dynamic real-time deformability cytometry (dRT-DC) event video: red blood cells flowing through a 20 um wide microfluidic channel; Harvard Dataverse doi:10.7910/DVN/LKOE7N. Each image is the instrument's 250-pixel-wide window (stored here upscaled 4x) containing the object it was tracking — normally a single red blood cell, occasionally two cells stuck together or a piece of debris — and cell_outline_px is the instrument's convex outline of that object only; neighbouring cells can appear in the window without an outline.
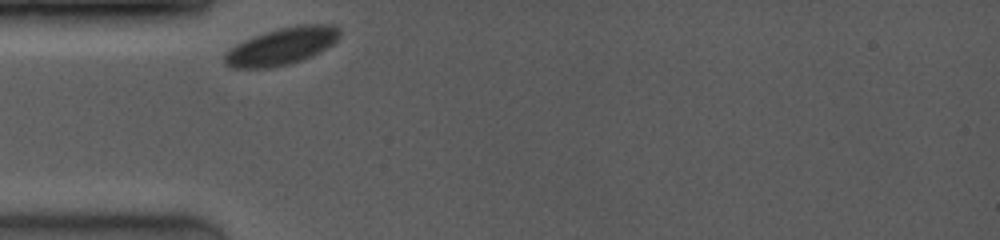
{"species": "common noctule bat (a hibernating species)", "species_latin": "Nyctalus noctula", "temperature_condition": "room temperature", "stored_images_in_passage": 39, "camera_frame_rate_fps": 4000, "um_per_image_px": 0.085, "animal": {"sex": "female", "body_mass_g": 19.0, "forearm_length_mm": 53.3}, "frame": {"image": 1, "passage_image": 1, "time_ms": 0.0, "image_size_px": [1000, 240], "cell_outline_px": [[340, 36], [332, 44], [312, 56], [288, 64], [268, 68], [236, 68], [224, 64], [224, 56], [236, 44], [244, 40], [264, 32], [296, 24], [328, 24], [336, 28], [340, 32]], "centroid_in_image_um": [23.94, 3.93], "position_along_channel_um": 61.1, "area_um2": 24.57}}
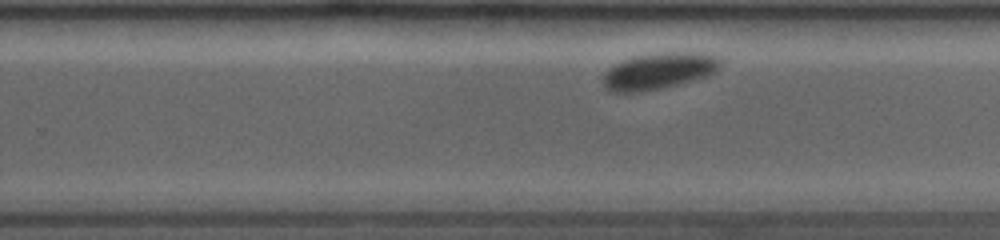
{"frame": {"image": 2, "passage_image": 25, "time_ms": 6.0, "image_size_px": [1000, 240], "cell_outline_px": [[720, 64], [712, 72], [704, 76], [676, 84], [640, 92], [608, 92], [604, 84], [604, 76], [616, 64], [624, 60], [636, 56], [656, 52], [704, 52], [716, 56]], "centroid_in_image_um": [55.98, 6.02], "position_along_channel_um": 273.8, "area_um2": 24.16}}
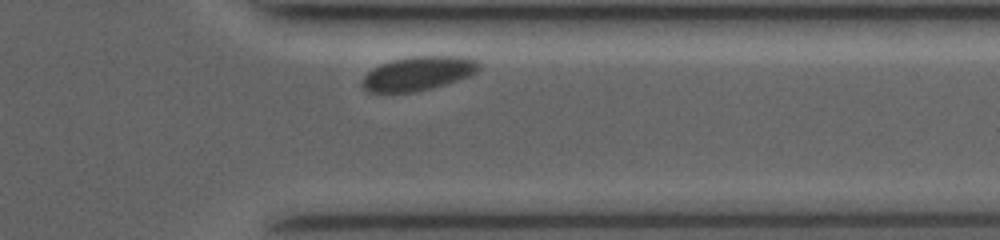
{"frame": {"image": 3, "passage_image": 36, "time_ms": 8.75, "image_size_px": [1000, 240], "cell_outline_px": [[480, 68], [476, 72], [468, 76], [444, 84], [416, 92], [372, 92], [364, 88], [364, 76], [372, 68], [380, 64], [392, 60], [412, 56], [468, 56], [476, 60], [480, 64]], "centroid_in_image_um": [35.58, 6.22], "position_along_channel_um": 375.8, "area_um2": 22.89}, "authors_computed_cell_mechanics": {"area_um2": 23.9292, "velocity_mm_per_s": 3.6236, "shape_relaxation_time_tau1_ms": 0.6351, "shape_relaxation_time_tau2_ms": 10.4721, "deformation_change_tau1": 0.0335, "deformation_change_tau2": 0.0526}}